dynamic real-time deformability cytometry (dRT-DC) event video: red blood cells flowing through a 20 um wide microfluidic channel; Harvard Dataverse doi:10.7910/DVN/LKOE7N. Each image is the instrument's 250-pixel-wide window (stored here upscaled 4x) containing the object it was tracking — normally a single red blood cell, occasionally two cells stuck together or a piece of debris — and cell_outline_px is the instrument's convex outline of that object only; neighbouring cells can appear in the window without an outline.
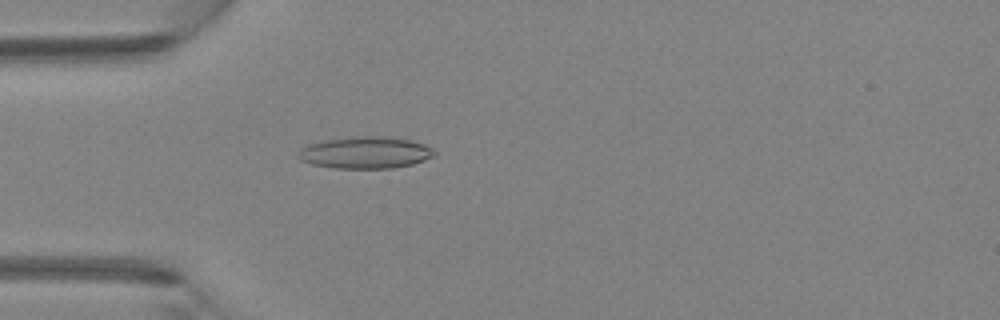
{"species": "Egyptian fruit bat (a non-hibernating species)", "species_latin": "Rousettus aegyptiacus", "temperature_condition": "room temperature", "stored_images_in_passage": 4, "camera_frame_rate_fps": 3000, "um_per_image_px": 0.085, "animal": {"sex": "female"}, "frame": {"image": 1, "passage_image": 4, "time_ms": 1.0, "image_size_px": [1000, 320], "cell_outline_px": [[436, 156], [412, 164], [392, 168], [332, 168], [312, 164], [300, 160], [296, 156], [300, 148], [308, 144], [324, 140], [352, 136], [380, 136], [412, 140], [424, 144], [432, 148], [436, 152]], "centroid_in_image_um": [31.04, 12.97], "position_along_channel_um": 54.0, "area_um2": 25.49}}